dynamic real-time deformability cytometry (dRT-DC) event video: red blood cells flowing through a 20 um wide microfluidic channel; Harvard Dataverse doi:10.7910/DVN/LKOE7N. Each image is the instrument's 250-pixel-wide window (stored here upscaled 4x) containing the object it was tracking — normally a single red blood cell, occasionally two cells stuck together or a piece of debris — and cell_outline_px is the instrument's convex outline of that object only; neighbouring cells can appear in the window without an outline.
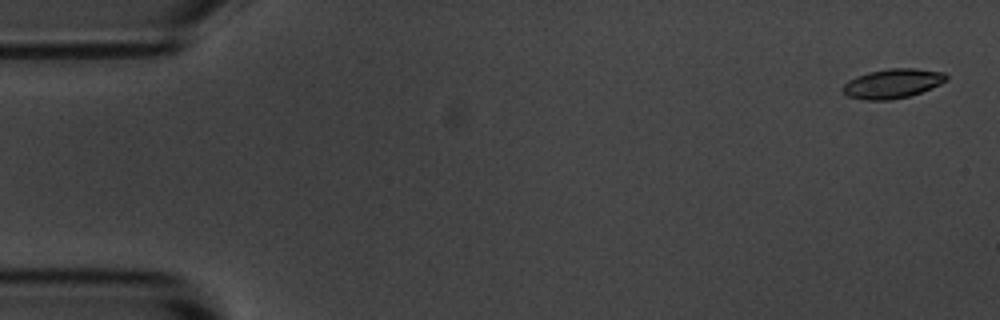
{"species": "common noctule bat (a hibernating species)", "species_latin": "Nyctalus noctula", "temperature_condition": "room temperature", "stored_images_in_passage": 4, "camera_frame_rate_fps": 3000, "um_per_image_px": 0.085, "animal": {"sex": "male", "body_mass_g": 20.1, "forearm_length_mm": 53.5}, "frame": {"image": 1, "passage_image": 1, "time_ms": 0.0, "image_size_px": [1000, 320], "cell_outline_px": [[948, 80], [940, 84], [920, 92], [908, 96], [888, 100], [864, 100], [848, 96], [840, 88], [848, 80], [856, 76], [868, 72], [888, 68], [916, 68], [944, 72], [948, 76]], "centroid_in_image_um": [75.85, 7.09], "position_along_channel_um": 9.1, "area_um2": 17.8}}
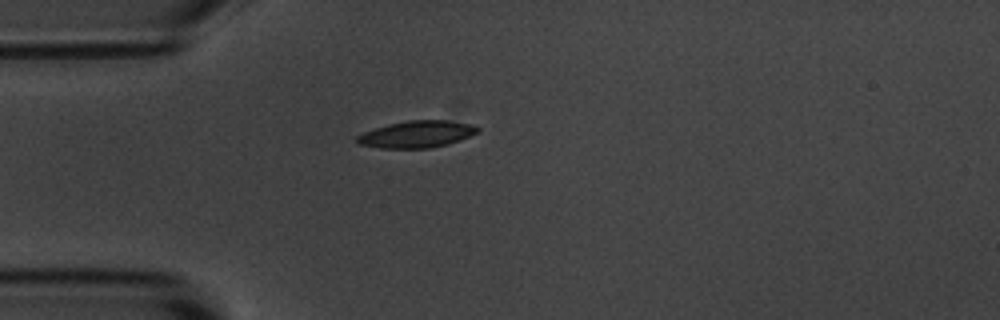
{"frame": {"image": 2, "passage_image": 4, "time_ms": 4.333, "image_size_px": [1000, 320], "cell_outline_px": [[480, 132], [460, 140], [448, 144], [428, 148], [380, 148], [360, 144], [356, 140], [356, 136], [364, 132], [388, 124], [408, 120], [444, 120], [472, 124], [480, 128]], "centroid_in_image_um": [35.46, 11.4], "position_along_channel_um": 49.5, "area_um2": 18.84}}